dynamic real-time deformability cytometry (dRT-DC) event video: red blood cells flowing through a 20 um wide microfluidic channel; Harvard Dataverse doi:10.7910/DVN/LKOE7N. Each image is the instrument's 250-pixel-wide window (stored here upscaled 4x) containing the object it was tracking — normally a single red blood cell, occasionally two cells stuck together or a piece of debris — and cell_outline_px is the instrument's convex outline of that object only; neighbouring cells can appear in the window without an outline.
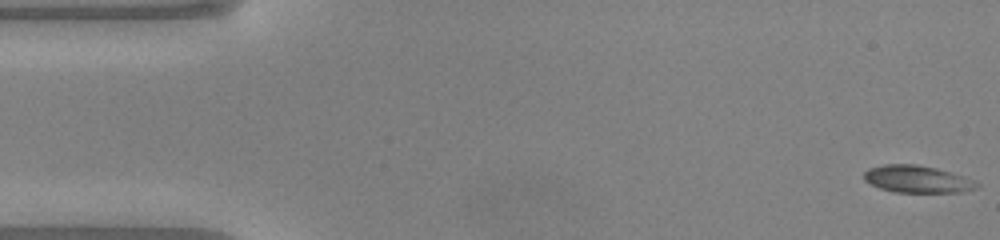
{"species": "common noctule bat (a hibernating species)", "species_latin": "Nyctalus noctula", "temperature_condition": "warm", "stored_images_in_passage": 49, "camera_frame_rate_fps": 3000, "um_per_image_px": 0.085, "animal": {"sex": "male", "body_mass_g": 20.0, "forearm_length_mm": 53.3}, "frame": {"image": 1, "passage_image": 1, "time_ms": 0.0, "image_size_px": [1000, 240], "cell_outline_px": [[980, 184], [976, 188], [964, 192], [896, 192], [880, 188], [864, 180], [864, 172], [868, 168], [884, 164], [916, 164], [936, 168], [972, 180]], "centroid_in_image_um": [77.92, 15.22], "position_along_channel_um": 7.1, "area_um2": 17.63}}
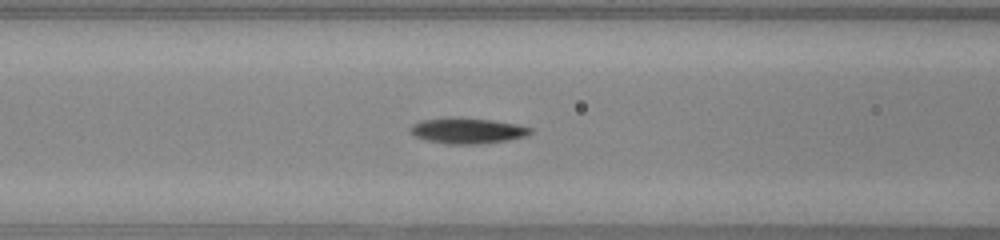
{"frame": {"image": 2, "passage_image": 19, "time_ms": 6.0, "image_size_px": [1000, 240], "cell_outline_px": [[532, 132], [524, 136], [508, 140], [476, 144], [448, 144], [428, 140], [416, 136], [408, 128], [412, 124], [420, 120], [444, 116], [452, 116], [492, 120], [516, 124], [532, 128]], "centroid_in_image_um": [39.68, 11.08], "position_along_channel_um": 126.9, "area_um2": 18.09}}
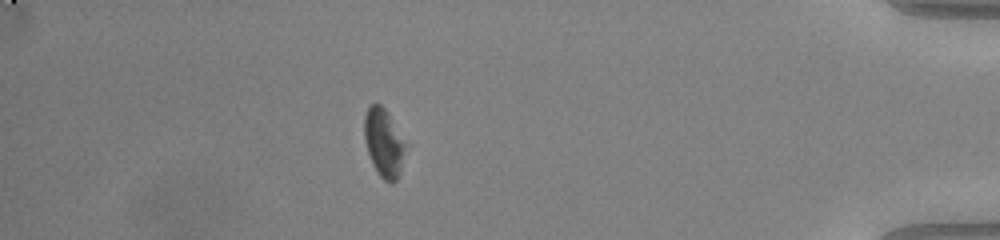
{"frame": {"image": 3, "passage_image": 43, "time_ms": 14.0, "image_size_px": [1000, 240], "cell_outline_px": [[404, 144], [400, 172], [396, 180], [392, 184], [384, 180], [376, 172], [372, 164], [364, 140], [364, 116], [368, 104], [380, 104], [388, 112]], "centroid_in_image_um": [32.56, 12.13], "position_along_channel_um": 402.6, "area_um2": 16.01}, "authors_computed_cell_mechanics": {"area_um2": 17.7446, "velocity_mm_per_s": 4.0796, "shape_relaxation_time_tau1_ms": 3.0628, "shape_relaxation_time_tau2_ms": null, "deformation_change_tau1": 0.1545, "deformation_change_tau2": null}}